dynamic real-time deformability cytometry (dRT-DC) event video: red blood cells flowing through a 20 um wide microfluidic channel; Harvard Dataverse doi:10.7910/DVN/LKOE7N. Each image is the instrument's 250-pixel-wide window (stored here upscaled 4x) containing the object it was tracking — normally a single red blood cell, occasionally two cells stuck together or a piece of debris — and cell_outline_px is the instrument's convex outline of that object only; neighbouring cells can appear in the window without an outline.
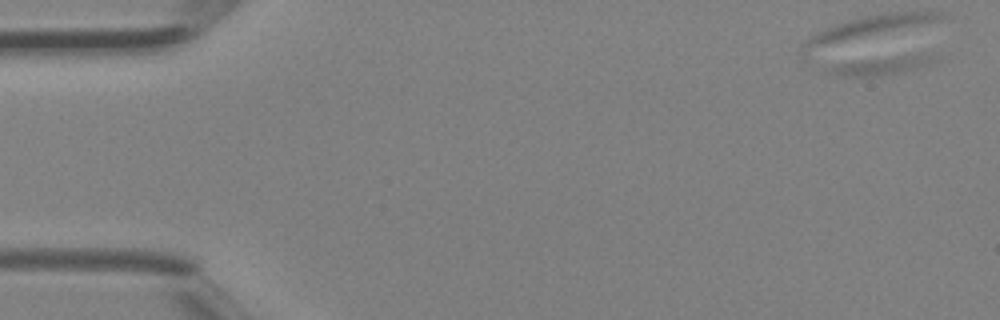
{"species": "Egyptian fruit bat (a non-hibernating species)", "species_latin": "Rousettus aegyptiacus", "temperature_condition": "room temperature", "stored_images_in_passage": 12, "camera_frame_rate_fps": 3000, "um_per_image_px": 0.085, "animal": {"sex": "female"}, "frame": {"image": 1, "passage_image": 2, "time_ms": 0.333, "image_size_px": [1000, 320], "cell_outline_px": [[940, 60], [928, 68], [892, 76], [840, 76], [824, 72], [824, 68], [836, 64], [920, 52], [936, 56]], "centroid_in_image_um": [75.17, 5.58], "position_along_channel_um": 9.8, "area_um2": 12.54}}